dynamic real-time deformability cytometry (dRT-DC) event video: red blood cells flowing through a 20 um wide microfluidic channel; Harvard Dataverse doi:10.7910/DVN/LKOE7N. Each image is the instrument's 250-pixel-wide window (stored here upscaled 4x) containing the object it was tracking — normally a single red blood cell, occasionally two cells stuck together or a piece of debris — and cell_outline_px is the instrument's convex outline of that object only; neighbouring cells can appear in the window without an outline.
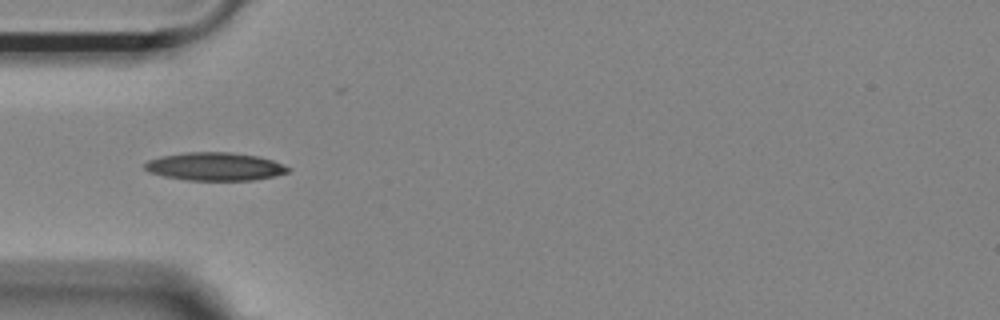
{"species": "Egyptian fruit bat (a non-hibernating species)", "species_latin": "Rousettus aegyptiacus", "temperature_condition": "room temperature", "stored_images_in_passage": 38, "camera_frame_rate_fps": 3000, "um_per_image_px": 0.085, "animal": {"sex": "female"}, "frame": {"image": 1, "passage_image": 1, "time_ms": 0.0, "image_size_px": [1000, 320], "cell_outline_px": [[288, 172], [272, 176], [252, 180], [188, 180], [164, 176], [152, 172], [144, 168], [144, 164], [148, 160], [160, 156], [184, 152], [228, 152], [256, 156], [272, 160], [288, 168]], "centroid_in_image_um": [18.21, 14.15], "position_along_channel_um": 66.8, "area_um2": 23.06}}
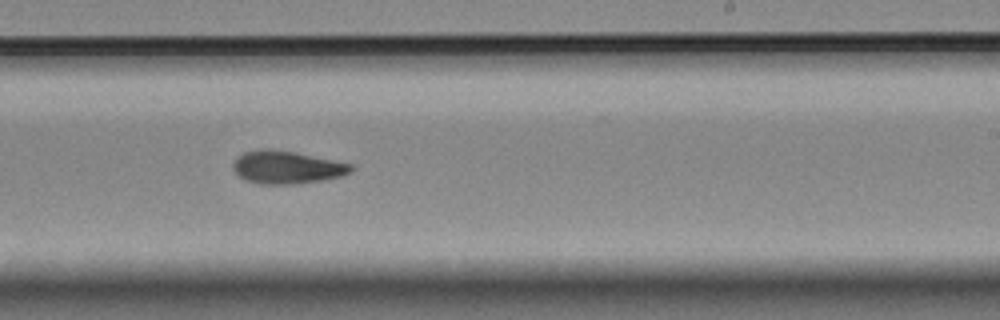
{"frame": {"image": 2, "passage_image": 17, "time_ms": 5.333, "image_size_px": [1000, 320], "cell_outline_px": [[352, 168], [348, 172], [340, 176], [320, 180], [292, 184], [260, 184], [244, 180], [232, 168], [232, 164], [236, 156], [244, 152], [260, 148], [272, 148], [296, 152], [352, 164]], "centroid_in_image_um": [24.29, 14.2], "position_along_channel_um": 264.7, "area_um2": 22.54}}
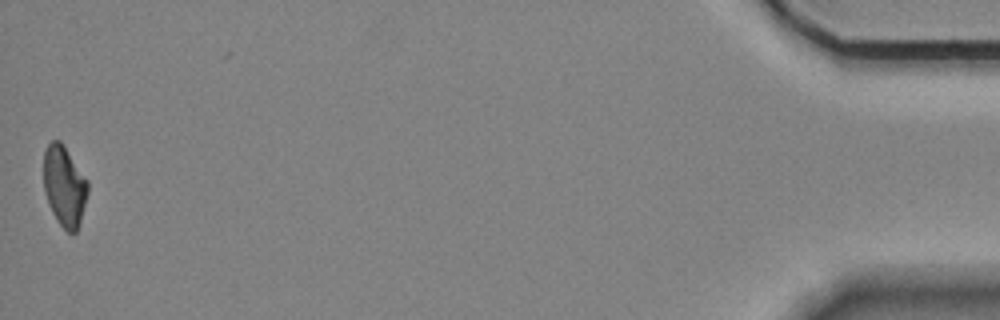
{"frame": {"image": 3, "passage_image": 38, "time_ms": 12.333, "image_size_px": [1000, 320], "cell_outline_px": [[88, 192], [80, 224], [76, 232], [68, 232], [60, 224], [52, 212], [44, 192], [44, 152], [48, 144], [52, 140], [60, 140], [64, 144], [88, 180]], "centroid_in_image_um": [5.48, 15.79], "position_along_channel_um": 429.7, "area_um2": 20.81}, "authors_computed_cell_mechanics": {"area_um2": 21.9929, "velocity_mm_per_s": 3.7052, "shape_relaxation_time_tau1_ms": 5.7555, "shape_relaxation_time_tau2_ms": 4.3101, "deformation_change_tau1": 0.1483, "deformation_change_tau2": 0.1003}}